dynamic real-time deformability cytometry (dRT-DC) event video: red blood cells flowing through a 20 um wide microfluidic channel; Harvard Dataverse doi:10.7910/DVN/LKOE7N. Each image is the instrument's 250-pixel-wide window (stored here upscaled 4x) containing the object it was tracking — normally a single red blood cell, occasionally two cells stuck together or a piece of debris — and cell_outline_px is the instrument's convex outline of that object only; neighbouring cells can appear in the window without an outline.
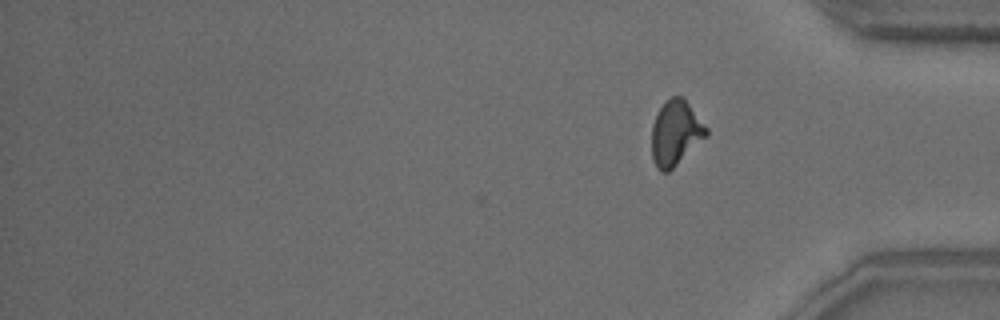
{"species": "common noctule bat (a hibernating species)", "species_latin": "Nyctalus noctula", "temperature_condition": "warm", "stored_images_in_passage": 36, "camera_frame_rate_fps": 3000, "um_per_image_px": 0.085, "animal": {"sex": "male", "body_mass_g": 18.8}, "frame": {"image": 1, "passage_image": 36, "time_ms": 11.667, "image_size_px": [1000, 320], "cell_outline_px": [[708, 136], [668, 172], [660, 172], [656, 168], [652, 156], [652, 124], [660, 108], [672, 96], [684, 96], [708, 128]], "centroid_in_image_um": [57.45, 11.3], "position_along_channel_um": 377.8, "area_um2": 20.75}, "authors_computed_cell_mechanics": {"area_um2": 20.1722, "velocity_mm_per_s": 3.8626, "shape_relaxation_time_tau1_ms": 5.3215, "shape_relaxation_time_tau2_ms": 1.371, "deformation_change_tau1": 0.1833, "deformation_change_tau2": 0.0856}}